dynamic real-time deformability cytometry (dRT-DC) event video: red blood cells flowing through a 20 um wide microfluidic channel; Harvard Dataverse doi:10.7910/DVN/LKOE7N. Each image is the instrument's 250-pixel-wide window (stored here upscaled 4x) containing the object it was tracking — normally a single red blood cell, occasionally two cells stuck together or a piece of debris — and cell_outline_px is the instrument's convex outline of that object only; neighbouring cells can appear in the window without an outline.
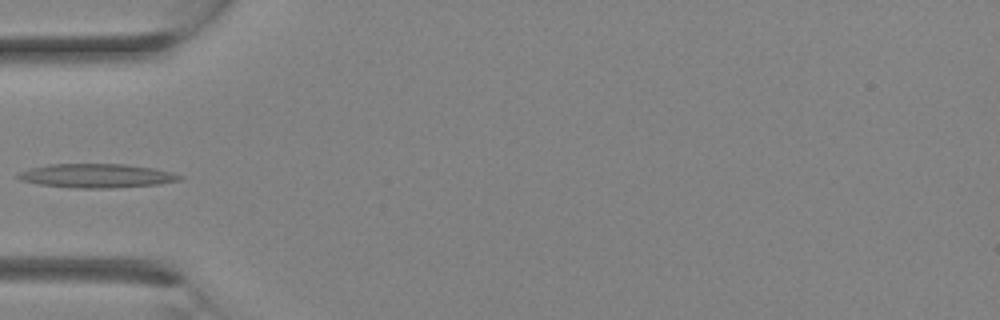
{"species": "Egyptian fruit bat (a non-hibernating species)", "species_latin": "Rousettus aegyptiacus", "temperature_condition": "room temperature", "stored_images_in_passage": 2, "camera_frame_rate_fps": 3000, "um_per_image_px": 0.085, "animal": {"sex": "female"}, "frame": {"image": 1, "passage_image": 1, "time_ms": 0.0, "image_size_px": [1000, 320], "cell_outline_px": [[184, 176], [180, 180], [160, 184], [112, 188], [76, 188], [40, 184], [20, 180], [16, 176], [16, 172], [28, 168], [48, 164], [124, 164], [156, 168], [172, 172]], "centroid_in_image_um": [8.2, 14.93], "position_along_channel_um": 76.8, "area_um2": 22.77}}